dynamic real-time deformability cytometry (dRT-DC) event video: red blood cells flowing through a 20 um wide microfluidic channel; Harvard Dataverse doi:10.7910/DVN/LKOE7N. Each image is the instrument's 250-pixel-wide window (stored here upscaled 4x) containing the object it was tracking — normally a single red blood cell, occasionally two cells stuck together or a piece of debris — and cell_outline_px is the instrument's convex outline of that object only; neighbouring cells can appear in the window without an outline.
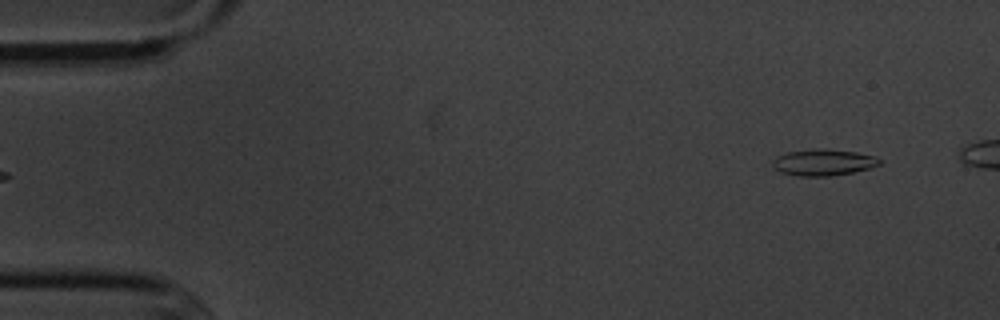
{"species": "common noctule bat (a hibernating species)", "species_latin": "Nyctalus noctula", "temperature_condition": "cold", "stored_images_in_passage": 4, "camera_frame_rate_fps": 3000, "um_per_image_px": 0.085, "animal": {"sex": "male", "body_mass_g": 20.1, "forearm_length_mm": 53.5}, "frame": {"image": 1, "passage_image": 4, "time_ms": 3.667, "image_size_px": [1000, 320], "cell_outline_px": [[880, 164], [868, 168], [852, 172], [832, 176], [800, 176], [780, 172], [772, 164], [772, 160], [776, 156], [788, 152], [856, 152], [876, 156], [880, 160]], "centroid_in_image_um": [69.98, 13.86], "position_along_channel_um": 15.0, "area_um2": 15.32}}